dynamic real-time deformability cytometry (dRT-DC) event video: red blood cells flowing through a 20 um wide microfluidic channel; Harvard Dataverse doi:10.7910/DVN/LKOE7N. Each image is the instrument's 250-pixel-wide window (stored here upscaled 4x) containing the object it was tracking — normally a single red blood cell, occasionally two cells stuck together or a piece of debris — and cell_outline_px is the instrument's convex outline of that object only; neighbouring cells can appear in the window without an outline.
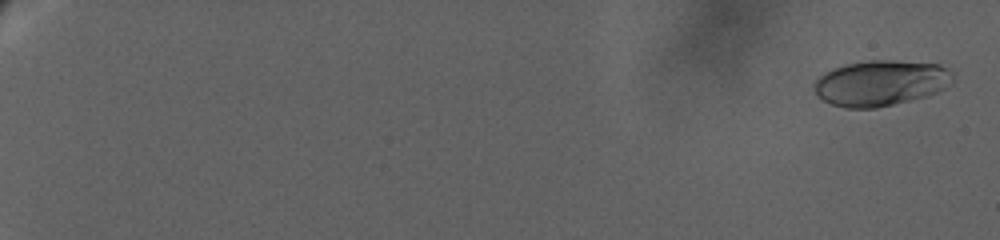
{"species": "human", "species_latin": "Homo sapiens", "temperature_condition": "warm", "stored_images_in_passage": 120, "camera_frame_rate_fps": 3000, "um_per_image_px": 0.085, "donor": {"sex": "female"}, "frame": {"image": 1, "passage_image": 3, "time_ms": 0.667, "image_size_px": [1000, 240], "cell_outline_px": [[952, 84], [928, 96], [876, 108], [844, 108], [832, 104], [816, 96], [812, 88], [812, 84], [824, 72], [832, 68], [848, 64], [868, 60], [892, 60], [940, 64], [948, 68], [952, 72]], "centroid_in_image_um": [74.84, 7.06], "position_along_channel_um": 10.2, "area_um2": 37.17}}
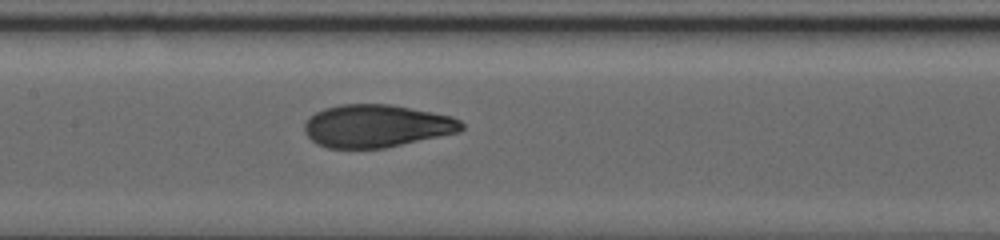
{"frame": {"image": 2, "passage_image": 65, "time_ms": 14.667, "image_size_px": [1000, 240], "cell_outline_px": [[464, 128], [460, 132], [384, 148], [328, 148], [316, 144], [304, 132], [304, 124], [308, 116], [324, 108], [340, 104], [392, 104], [452, 116], [460, 120], [464, 124]], "centroid_in_image_um": [32.0, 10.7], "position_along_channel_um": 175.4, "area_um2": 39.36}}
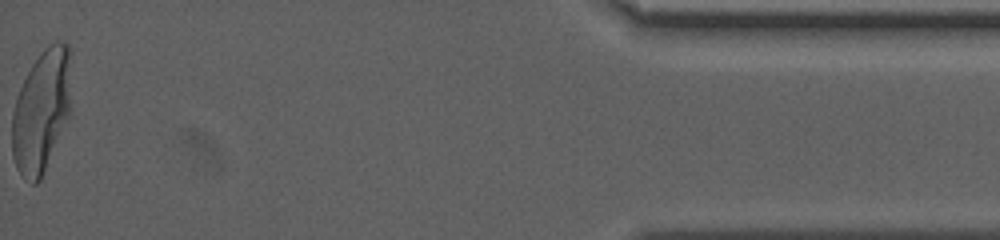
{"frame": {"image": 3, "passage_image": 119, "time_ms": 25.667, "image_size_px": [1000, 240], "cell_outline_px": [[68, 116], [40, 180], [36, 184], [32, 184], [24, 180], [16, 168], [12, 156], [12, 112], [20, 88], [32, 64], [40, 52], [48, 44], [56, 40], [64, 40], [68, 44]], "centroid_in_image_um": [3.46, 9.46], "position_along_channel_um": 431.7, "area_um2": 41.33}, "authors_computed_cell_mechanics": {"area_um2": 38.437, "velocity_mm_per_s": 2.9398, "shape_relaxation_time_tau1_ms": 6.9746, "shape_relaxation_time_tau2_ms": null, "deformation_change_tau1": 0.2347, "deformation_change_tau2": null}}